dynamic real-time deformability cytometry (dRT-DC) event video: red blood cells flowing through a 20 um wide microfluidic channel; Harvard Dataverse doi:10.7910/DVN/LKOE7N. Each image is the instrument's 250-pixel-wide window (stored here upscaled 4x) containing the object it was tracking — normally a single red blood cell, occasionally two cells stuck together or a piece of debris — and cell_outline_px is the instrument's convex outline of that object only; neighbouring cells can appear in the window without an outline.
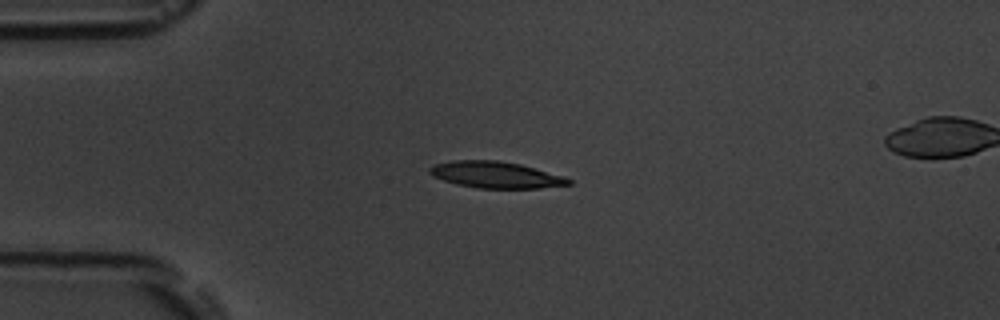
{"species": "common noctule bat (a hibernating species)", "species_latin": "Nyctalus noctula", "temperature_condition": "room temperature", "stored_images_in_passage": 2, "segment_of_instrument_passage": [1, 2], "camera_frame_rate_fps": 3000, "um_per_image_px": 0.085, "animal": {"sex": "male", "body_mass_g": 19.5, "forearm_length_mm": 54.6}, "frame": {"image": 1, "passage_image": 1, "time_ms": 0.0, "image_size_px": [1000, 320], "cell_outline_px": [[572, 184], [540, 188], [476, 188], [456, 184], [432, 176], [428, 172], [428, 168], [436, 164], [452, 160], [496, 160], [520, 164], [564, 176], [572, 180]], "centroid_in_image_um": [42.13, 14.86], "position_along_channel_um": 42.9, "area_um2": 21.44}}